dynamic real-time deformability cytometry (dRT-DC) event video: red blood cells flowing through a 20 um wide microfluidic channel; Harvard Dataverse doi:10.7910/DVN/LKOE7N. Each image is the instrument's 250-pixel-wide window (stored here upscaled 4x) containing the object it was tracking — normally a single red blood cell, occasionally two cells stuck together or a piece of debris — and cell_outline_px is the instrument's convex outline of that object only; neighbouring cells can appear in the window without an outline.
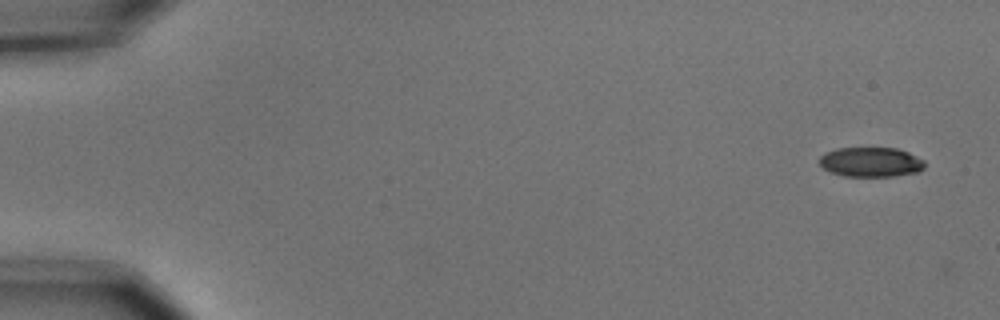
{"species": "common noctule bat (a hibernating species)", "species_latin": "Nyctalus noctula", "temperature_condition": "cold", "stored_images_in_passage": 5, "camera_frame_rate_fps": 3000, "um_per_image_px": 0.085, "animal": {"sex": "male", "body_mass_g": 15.6}, "frame": {"image": 1, "passage_image": 1, "time_ms": 0.0, "image_size_px": [1000, 320], "cell_outline_px": [[924, 168], [920, 172], [892, 176], [844, 176], [832, 172], [824, 168], [816, 160], [820, 156], [836, 148], [896, 148], [908, 152], [924, 160]], "centroid_in_image_um": [74.03, 13.77], "position_along_channel_um": 11.0, "area_um2": 18.21}}
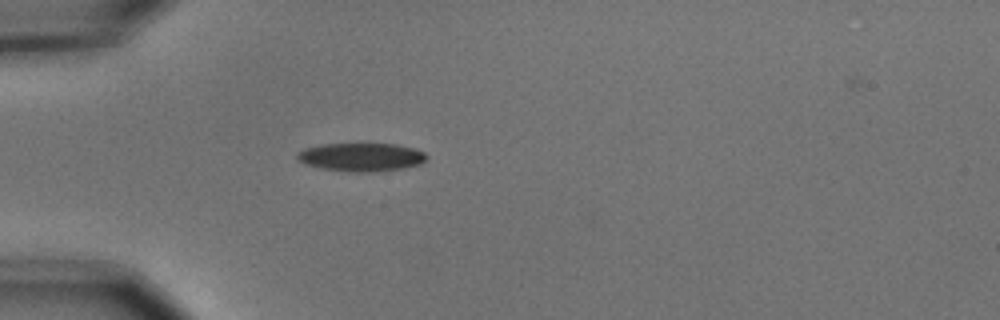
{"frame": {"image": 2, "passage_image": 5, "time_ms": 1.333, "image_size_px": [1000, 320], "cell_outline_px": [[428, 156], [420, 164], [404, 168], [372, 172], [348, 172], [320, 168], [304, 164], [296, 160], [296, 152], [304, 148], [320, 144], [396, 144], [416, 148], [424, 152]], "centroid_in_image_um": [30.66, 13.35], "position_along_channel_um": 54.3, "area_um2": 21.68}}